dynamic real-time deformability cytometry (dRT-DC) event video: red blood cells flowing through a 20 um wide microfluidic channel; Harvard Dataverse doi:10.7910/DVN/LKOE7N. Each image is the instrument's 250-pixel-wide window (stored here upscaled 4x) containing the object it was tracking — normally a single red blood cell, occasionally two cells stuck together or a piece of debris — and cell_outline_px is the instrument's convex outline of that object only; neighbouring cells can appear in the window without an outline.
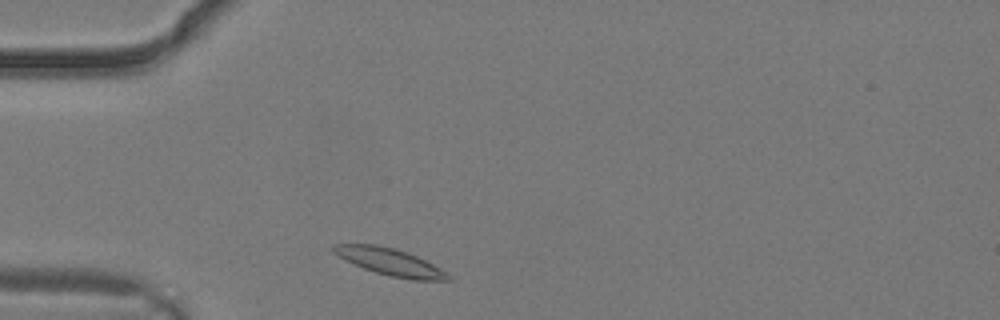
{"species": "common noctule bat (a hibernating species)", "species_latin": "Nyctalus noctula", "temperature_condition": "warm", "stored_images_in_passage": 1, "camera_frame_rate_fps": 3000, "um_per_image_px": 0.085, "animal": {"sex": "male", "body_mass_g": 19.2, "forearm_length_mm": 51.8}, "frame": {"image": 1, "passage_image": 1, "time_ms": 0.0, "image_size_px": [1000, 320], "cell_outline_px": [[452, 280], [412, 280], [388, 276], [364, 268], [332, 252], [332, 248], [336, 244], [376, 244], [392, 248], [416, 256], [448, 272], [452, 276]], "centroid_in_image_um": [33.21, 22.28], "position_along_channel_um": 51.8, "area_um2": 17.69}}